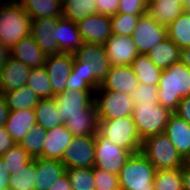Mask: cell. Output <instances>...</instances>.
Masks as SVG:
<instances>
[{"instance_id": "29", "label": "cell", "mask_w": 190, "mask_h": 190, "mask_svg": "<svg viewBox=\"0 0 190 190\" xmlns=\"http://www.w3.org/2000/svg\"><path fill=\"white\" fill-rule=\"evenodd\" d=\"M37 124L45 130L54 129L64 123L60 120L55 98H40L34 107Z\"/></svg>"}, {"instance_id": "28", "label": "cell", "mask_w": 190, "mask_h": 190, "mask_svg": "<svg viewBox=\"0 0 190 190\" xmlns=\"http://www.w3.org/2000/svg\"><path fill=\"white\" fill-rule=\"evenodd\" d=\"M147 55L158 68L164 70L180 61V48L167 37L154 46Z\"/></svg>"}, {"instance_id": "14", "label": "cell", "mask_w": 190, "mask_h": 190, "mask_svg": "<svg viewBox=\"0 0 190 190\" xmlns=\"http://www.w3.org/2000/svg\"><path fill=\"white\" fill-rule=\"evenodd\" d=\"M78 29L84 42L104 45L112 35L111 16L94 13L80 20Z\"/></svg>"}, {"instance_id": "22", "label": "cell", "mask_w": 190, "mask_h": 190, "mask_svg": "<svg viewBox=\"0 0 190 190\" xmlns=\"http://www.w3.org/2000/svg\"><path fill=\"white\" fill-rule=\"evenodd\" d=\"M10 56L20 60L31 69L45 66V55L35 39L30 35L21 39L10 49Z\"/></svg>"}, {"instance_id": "52", "label": "cell", "mask_w": 190, "mask_h": 190, "mask_svg": "<svg viewBox=\"0 0 190 190\" xmlns=\"http://www.w3.org/2000/svg\"><path fill=\"white\" fill-rule=\"evenodd\" d=\"M180 61L190 71V47H185V48L180 49Z\"/></svg>"}, {"instance_id": "6", "label": "cell", "mask_w": 190, "mask_h": 190, "mask_svg": "<svg viewBox=\"0 0 190 190\" xmlns=\"http://www.w3.org/2000/svg\"><path fill=\"white\" fill-rule=\"evenodd\" d=\"M173 112L161 104H134L132 118L140 139L164 133L169 117Z\"/></svg>"}, {"instance_id": "49", "label": "cell", "mask_w": 190, "mask_h": 190, "mask_svg": "<svg viewBox=\"0 0 190 190\" xmlns=\"http://www.w3.org/2000/svg\"><path fill=\"white\" fill-rule=\"evenodd\" d=\"M48 190H72L67 173L61 176Z\"/></svg>"}, {"instance_id": "15", "label": "cell", "mask_w": 190, "mask_h": 190, "mask_svg": "<svg viewBox=\"0 0 190 190\" xmlns=\"http://www.w3.org/2000/svg\"><path fill=\"white\" fill-rule=\"evenodd\" d=\"M104 46L111 65H131L139 54L136 44L129 36L112 34Z\"/></svg>"}, {"instance_id": "2", "label": "cell", "mask_w": 190, "mask_h": 190, "mask_svg": "<svg viewBox=\"0 0 190 190\" xmlns=\"http://www.w3.org/2000/svg\"><path fill=\"white\" fill-rule=\"evenodd\" d=\"M32 19L17 0H0V42L10 49L31 35Z\"/></svg>"}, {"instance_id": "4", "label": "cell", "mask_w": 190, "mask_h": 190, "mask_svg": "<svg viewBox=\"0 0 190 190\" xmlns=\"http://www.w3.org/2000/svg\"><path fill=\"white\" fill-rule=\"evenodd\" d=\"M140 153L155 166L156 170L181 168L184 165V159L165 133L143 140Z\"/></svg>"}, {"instance_id": "51", "label": "cell", "mask_w": 190, "mask_h": 190, "mask_svg": "<svg viewBox=\"0 0 190 190\" xmlns=\"http://www.w3.org/2000/svg\"><path fill=\"white\" fill-rule=\"evenodd\" d=\"M4 160L0 157V182H5L7 185H9V170L5 166Z\"/></svg>"}, {"instance_id": "27", "label": "cell", "mask_w": 190, "mask_h": 190, "mask_svg": "<svg viewBox=\"0 0 190 190\" xmlns=\"http://www.w3.org/2000/svg\"><path fill=\"white\" fill-rule=\"evenodd\" d=\"M31 19L62 17L63 0H17Z\"/></svg>"}, {"instance_id": "45", "label": "cell", "mask_w": 190, "mask_h": 190, "mask_svg": "<svg viewBox=\"0 0 190 190\" xmlns=\"http://www.w3.org/2000/svg\"><path fill=\"white\" fill-rule=\"evenodd\" d=\"M120 0H96L97 13L113 16L118 13Z\"/></svg>"}, {"instance_id": "26", "label": "cell", "mask_w": 190, "mask_h": 190, "mask_svg": "<svg viewBox=\"0 0 190 190\" xmlns=\"http://www.w3.org/2000/svg\"><path fill=\"white\" fill-rule=\"evenodd\" d=\"M147 13L167 27L184 13L183 0H154L148 5Z\"/></svg>"}, {"instance_id": "23", "label": "cell", "mask_w": 190, "mask_h": 190, "mask_svg": "<svg viewBox=\"0 0 190 190\" xmlns=\"http://www.w3.org/2000/svg\"><path fill=\"white\" fill-rule=\"evenodd\" d=\"M37 124L34 109L9 111L5 127L16 144Z\"/></svg>"}, {"instance_id": "41", "label": "cell", "mask_w": 190, "mask_h": 190, "mask_svg": "<svg viewBox=\"0 0 190 190\" xmlns=\"http://www.w3.org/2000/svg\"><path fill=\"white\" fill-rule=\"evenodd\" d=\"M129 96L133 99L134 104H157L158 88L154 85L139 83L137 88H134Z\"/></svg>"}, {"instance_id": "50", "label": "cell", "mask_w": 190, "mask_h": 190, "mask_svg": "<svg viewBox=\"0 0 190 190\" xmlns=\"http://www.w3.org/2000/svg\"><path fill=\"white\" fill-rule=\"evenodd\" d=\"M9 114V108L7 106L5 97L0 93V126L5 125Z\"/></svg>"}, {"instance_id": "55", "label": "cell", "mask_w": 190, "mask_h": 190, "mask_svg": "<svg viewBox=\"0 0 190 190\" xmlns=\"http://www.w3.org/2000/svg\"><path fill=\"white\" fill-rule=\"evenodd\" d=\"M183 8L185 13L190 14V0H183Z\"/></svg>"}, {"instance_id": "11", "label": "cell", "mask_w": 190, "mask_h": 190, "mask_svg": "<svg viewBox=\"0 0 190 190\" xmlns=\"http://www.w3.org/2000/svg\"><path fill=\"white\" fill-rule=\"evenodd\" d=\"M74 64V55L59 53L46 57L44 68L47 71L53 94L56 96L66 90L67 80Z\"/></svg>"}, {"instance_id": "8", "label": "cell", "mask_w": 190, "mask_h": 190, "mask_svg": "<svg viewBox=\"0 0 190 190\" xmlns=\"http://www.w3.org/2000/svg\"><path fill=\"white\" fill-rule=\"evenodd\" d=\"M132 154L128 149L112 143L99 131L96 133L94 167L119 175V172Z\"/></svg>"}, {"instance_id": "5", "label": "cell", "mask_w": 190, "mask_h": 190, "mask_svg": "<svg viewBox=\"0 0 190 190\" xmlns=\"http://www.w3.org/2000/svg\"><path fill=\"white\" fill-rule=\"evenodd\" d=\"M99 132L115 145L128 149L133 154L140 152L142 140L132 116L99 120Z\"/></svg>"}, {"instance_id": "10", "label": "cell", "mask_w": 190, "mask_h": 190, "mask_svg": "<svg viewBox=\"0 0 190 190\" xmlns=\"http://www.w3.org/2000/svg\"><path fill=\"white\" fill-rule=\"evenodd\" d=\"M167 37V27L157 23L148 13L141 15L131 36L138 52L144 54Z\"/></svg>"}, {"instance_id": "17", "label": "cell", "mask_w": 190, "mask_h": 190, "mask_svg": "<svg viewBox=\"0 0 190 190\" xmlns=\"http://www.w3.org/2000/svg\"><path fill=\"white\" fill-rule=\"evenodd\" d=\"M138 84L139 81L131 65H111L100 86L106 90L129 95L134 88H137Z\"/></svg>"}, {"instance_id": "44", "label": "cell", "mask_w": 190, "mask_h": 190, "mask_svg": "<svg viewBox=\"0 0 190 190\" xmlns=\"http://www.w3.org/2000/svg\"><path fill=\"white\" fill-rule=\"evenodd\" d=\"M89 64L90 62H78L74 58L71 74H78L84 77V81L95 91L100 87L101 83L90 73Z\"/></svg>"}, {"instance_id": "58", "label": "cell", "mask_w": 190, "mask_h": 190, "mask_svg": "<svg viewBox=\"0 0 190 190\" xmlns=\"http://www.w3.org/2000/svg\"><path fill=\"white\" fill-rule=\"evenodd\" d=\"M0 190H12L9 186L0 188Z\"/></svg>"}, {"instance_id": "24", "label": "cell", "mask_w": 190, "mask_h": 190, "mask_svg": "<svg viewBox=\"0 0 190 190\" xmlns=\"http://www.w3.org/2000/svg\"><path fill=\"white\" fill-rule=\"evenodd\" d=\"M34 190H48L61 176L66 173V167L59 160L36 158Z\"/></svg>"}, {"instance_id": "38", "label": "cell", "mask_w": 190, "mask_h": 190, "mask_svg": "<svg viewBox=\"0 0 190 190\" xmlns=\"http://www.w3.org/2000/svg\"><path fill=\"white\" fill-rule=\"evenodd\" d=\"M66 173L72 190H96L93 168H70Z\"/></svg>"}, {"instance_id": "3", "label": "cell", "mask_w": 190, "mask_h": 190, "mask_svg": "<svg viewBox=\"0 0 190 190\" xmlns=\"http://www.w3.org/2000/svg\"><path fill=\"white\" fill-rule=\"evenodd\" d=\"M155 166L140 152L132 154L119 172L122 190H155Z\"/></svg>"}, {"instance_id": "7", "label": "cell", "mask_w": 190, "mask_h": 190, "mask_svg": "<svg viewBox=\"0 0 190 190\" xmlns=\"http://www.w3.org/2000/svg\"><path fill=\"white\" fill-rule=\"evenodd\" d=\"M94 102L99 120L132 116L134 102L128 94L106 90L100 86L94 92Z\"/></svg>"}, {"instance_id": "57", "label": "cell", "mask_w": 190, "mask_h": 190, "mask_svg": "<svg viewBox=\"0 0 190 190\" xmlns=\"http://www.w3.org/2000/svg\"><path fill=\"white\" fill-rule=\"evenodd\" d=\"M8 185L5 182H0V188L7 187Z\"/></svg>"}, {"instance_id": "1", "label": "cell", "mask_w": 190, "mask_h": 190, "mask_svg": "<svg viewBox=\"0 0 190 190\" xmlns=\"http://www.w3.org/2000/svg\"><path fill=\"white\" fill-rule=\"evenodd\" d=\"M158 103L175 112L179 102L190 95V71L181 62L162 70L158 83Z\"/></svg>"}, {"instance_id": "12", "label": "cell", "mask_w": 190, "mask_h": 190, "mask_svg": "<svg viewBox=\"0 0 190 190\" xmlns=\"http://www.w3.org/2000/svg\"><path fill=\"white\" fill-rule=\"evenodd\" d=\"M73 55L78 62H90V73L100 83L105 79L111 64L104 45L84 42Z\"/></svg>"}, {"instance_id": "40", "label": "cell", "mask_w": 190, "mask_h": 190, "mask_svg": "<svg viewBox=\"0 0 190 190\" xmlns=\"http://www.w3.org/2000/svg\"><path fill=\"white\" fill-rule=\"evenodd\" d=\"M140 17L141 15L123 13L111 16L112 34L131 37Z\"/></svg>"}, {"instance_id": "37", "label": "cell", "mask_w": 190, "mask_h": 190, "mask_svg": "<svg viewBox=\"0 0 190 190\" xmlns=\"http://www.w3.org/2000/svg\"><path fill=\"white\" fill-rule=\"evenodd\" d=\"M46 132L47 130L36 124L32 130L23 137L19 145L32 158L41 157L44 140L46 138Z\"/></svg>"}, {"instance_id": "33", "label": "cell", "mask_w": 190, "mask_h": 190, "mask_svg": "<svg viewBox=\"0 0 190 190\" xmlns=\"http://www.w3.org/2000/svg\"><path fill=\"white\" fill-rule=\"evenodd\" d=\"M167 35L180 49L190 47V14L184 12L167 26Z\"/></svg>"}, {"instance_id": "25", "label": "cell", "mask_w": 190, "mask_h": 190, "mask_svg": "<svg viewBox=\"0 0 190 190\" xmlns=\"http://www.w3.org/2000/svg\"><path fill=\"white\" fill-rule=\"evenodd\" d=\"M64 124L73 136H95L99 131V119L95 102L93 101L85 109V115L69 117Z\"/></svg>"}, {"instance_id": "31", "label": "cell", "mask_w": 190, "mask_h": 190, "mask_svg": "<svg viewBox=\"0 0 190 190\" xmlns=\"http://www.w3.org/2000/svg\"><path fill=\"white\" fill-rule=\"evenodd\" d=\"M131 67L139 83L158 86L162 69L158 68L148 58L147 54L139 53L132 62Z\"/></svg>"}, {"instance_id": "20", "label": "cell", "mask_w": 190, "mask_h": 190, "mask_svg": "<svg viewBox=\"0 0 190 190\" xmlns=\"http://www.w3.org/2000/svg\"><path fill=\"white\" fill-rule=\"evenodd\" d=\"M72 138L65 124L47 130L41 158L61 161Z\"/></svg>"}, {"instance_id": "18", "label": "cell", "mask_w": 190, "mask_h": 190, "mask_svg": "<svg viewBox=\"0 0 190 190\" xmlns=\"http://www.w3.org/2000/svg\"><path fill=\"white\" fill-rule=\"evenodd\" d=\"M31 68L10 55L0 68V93L26 85Z\"/></svg>"}, {"instance_id": "35", "label": "cell", "mask_w": 190, "mask_h": 190, "mask_svg": "<svg viewBox=\"0 0 190 190\" xmlns=\"http://www.w3.org/2000/svg\"><path fill=\"white\" fill-rule=\"evenodd\" d=\"M155 190H183L182 167L156 170L154 176Z\"/></svg>"}, {"instance_id": "54", "label": "cell", "mask_w": 190, "mask_h": 190, "mask_svg": "<svg viewBox=\"0 0 190 190\" xmlns=\"http://www.w3.org/2000/svg\"><path fill=\"white\" fill-rule=\"evenodd\" d=\"M10 51L6 48V46L0 42V68L4 65L5 61L8 59L10 55Z\"/></svg>"}, {"instance_id": "42", "label": "cell", "mask_w": 190, "mask_h": 190, "mask_svg": "<svg viewBox=\"0 0 190 190\" xmlns=\"http://www.w3.org/2000/svg\"><path fill=\"white\" fill-rule=\"evenodd\" d=\"M96 190H112L119 187L118 175L93 167Z\"/></svg>"}, {"instance_id": "47", "label": "cell", "mask_w": 190, "mask_h": 190, "mask_svg": "<svg viewBox=\"0 0 190 190\" xmlns=\"http://www.w3.org/2000/svg\"><path fill=\"white\" fill-rule=\"evenodd\" d=\"M15 144L11 135L7 132L5 125L0 126V157Z\"/></svg>"}, {"instance_id": "60", "label": "cell", "mask_w": 190, "mask_h": 190, "mask_svg": "<svg viewBox=\"0 0 190 190\" xmlns=\"http://www.w3.org/2000/svg\"><path fill=\"white\" fill-rule=\"evenodd\" d=\"M112 190H122V189L120 187H118V188H114Z\"/></svg>"}, {"instance_id": "30", "label": "cell", "mask_w": 190, "mask_h": 190, "mask_svg": "<svg viewBox=\"0 0 190 190\" xmlns=\"http://www.w3.org/2000/svg\"><path fill=\"white\" fill-rule=\"evenodd\" d=\"M3 96L5 97L9 111L34 109L40 100L38 95L27 85L4 92Z\"/></svg>"}, {"instance_id": "13", "label": "cell", "mask_w": 190, "mask_h": 190, "mask_svg": "<svg viewBox=\"0 0 190 190\" xmlns=\"http://www.w3.org/2000/svg\"><path fill=\"white\" fill-rule=\"evenodd\" d=\"M95 91L65 90L56 95L55 102L59 109L60 120L65 123L69 117L85 115V109L94 101Z\"/></svg>"}, {"instance_id": "43", "label": "cell", "mask_w": 190, "mask_h": 190, "mask_svg": "<svg viewBox=\"0 0 190 190\" xmlns=\"http://www.w3.org/2000/svg\"><path fill=\"white\" fill-rule=\"evenodd\" d=\"M148 5L144 0H120L118 13L143 15L147 13Z\"/></svg>"}, {"instance_id": "32", "label": "cell", "mask_w": 190, "mask_h": 190, "mask_svg": "<svg viewBox=\"0 0 190 190\" xmlns=\"http://www.w3.org/2000/svg\"><path fill=\"white\" fill-rule=\"evenodd\" d=\"M97 13L96 0H63L62 17L75 23Z\"/></svg>"}, {"instance_id": "48", "label": "cell", "mask_w": 190, "mask_h": 190, "mask_svg": "<svg viewBox=\"0 0 190 190\" xmlns=\"http://www.w3.org/2000/svg\"><path fill=\"white\" fill-rule=\"evenodd\" d=\"M174 113L190 124V95L181 99Z\"/></svg>"}, {"instance_id": "36", "label": "cell", "mask_w": 190, "mask_h": 190, "mask_svg": "<svg viewBox=\"0 0 190 190\" xmlns=\"http://www.w3.org/2000/svg\"><path fill=\"white\" fill-rule=\"evenodd\" d=\"M29 86L39 98H54L50 80L47 71L44 67L33 68L30 70L26 81Z\"/></svg>"}, {"instance_id": "46", "label": "cell", "mask_w": 190, "mask_h": 190, "mask_svg": "<svg viewBox=\"0 0 190 190\" xmlns=\"http://www.w3.org/2000/svg\"><path fill=\"white\" fill-rule=\"evenodd\" d=\"M66 90L94 91L78 74H70L67 80Z\"/></svg>"}, {"instance_id": "9", "label": "cell", "mask_w": 190, "mask_h": 190, "mask_svg": "<svg viewBox=\"0 0 190 190\" xmlns=\"http://www.w3.org/2000/svg\"><path fill=\"white\" fill-rule=\"evenodd\" d=\"M61 162L66 169L93 168L95 164V136H73Z\"/></svg>"}, {"instance_id": "59", "label": "cell", "mask_w": 190, "mask_h": 190, "mask_svg": "<svg viewBox=\"0 0 190 190\" xmlns=\"http://www.w3.org/2000/svg\"><path fill=\"white\" fill-rule=\"evenodd\" d=\"M144 1L147 3V5H149L154 0H144Z\"/></svg>"}, {"instance_id": "56", "label": "cell", "mask_w": 190, "mask_h": 190, "mask_svg": "<svg viewBox=\"0 0 190 190\" xmlns=\"http://www.w3.org/2000/svg\"><path fill=\"white\" fill-rule=\"evenodd\" d=\"M184 164L187 166V167H190V154L187 156V158L184 160Z\"/></svg>"}, {"instance_id": "53", "label": "cell", "mask_w": 190, "mask_h": 190, "mask_svg": "<svg viewBox=\"0 0 190 190\" xmlns=\"http://www.w3.org/2000/svg\"><path fill=\"white\" fill-rule=\"evenodd\" d=\"M183 173V190H190V167L185 164L182 167Z\"/></svg>"}, {"instance_id": "34", "label": "cell", "mask_w": 190, "mask_h": 190, "mask_svg": "<svg viewBox=\"0 0 190 190\" xmlns=\"http://www.w3.org/2000/svg\"><path fill=\"white\" fill-rule=\"evenodd\" d=\"M36 172V158H33L26 166L9 177V187L12 190H34Z\"/></svg>"}, {"instance_id": "21", "label": "cell", "mask_w": 190, "mask_h": 190, "mask_svg": "<svg viewBox=\"0 0 190 190\" xmlns=\"http://www.w3.org/2000/svg\"><path fill=\"white\" fill-rule=\"evenodd\" d=\"M164 133L185 160L190 154V124L177 114L172 113Z\"/></svg>"}, {"instance_id": "39", "label": "cell", "mask_w": 190, "mask_h": 190, "mask_svg": "<svg viewBox=\"0 0 190 190\" xmlns=\"http://www.w3.org/2000/svg\"><path fill=\"white\" fill-rule=\"evenodd\" d=\"M1 158L4 160L10 176L24 168L33 159L19 144H15Z\"/></svg>"}, {"instance_id": "19", "label": "cell", "mask_w": 190, "mask_h": 190, "mask_svg": "<svg viewBox=\"0 0 190 190\" xmlns=\"http://www.w3.org/2000/svg\"><path fill=\"white\" fill-rule=\"evenodd\" d=\"M54 40L60 52L68 54H74L84 43L77 23L64 17L58 18L54 29Z\"/></svg>"}, {"instance_id": "16", "label": "cell", "mask_w": 190, "mask_h": 190, "mask_svg": "<svg viewBox=\"0 0 190 190\" xmlns=\"http://www.w3.org/2000/svg\"><path fill=\"white\" fill-rule=\"evenodd\" d=\"M59 17H42L32 19L31 36L45 55H55L61 53L57 42L54 40V29Z\"/></svg>"}]
</instances>
